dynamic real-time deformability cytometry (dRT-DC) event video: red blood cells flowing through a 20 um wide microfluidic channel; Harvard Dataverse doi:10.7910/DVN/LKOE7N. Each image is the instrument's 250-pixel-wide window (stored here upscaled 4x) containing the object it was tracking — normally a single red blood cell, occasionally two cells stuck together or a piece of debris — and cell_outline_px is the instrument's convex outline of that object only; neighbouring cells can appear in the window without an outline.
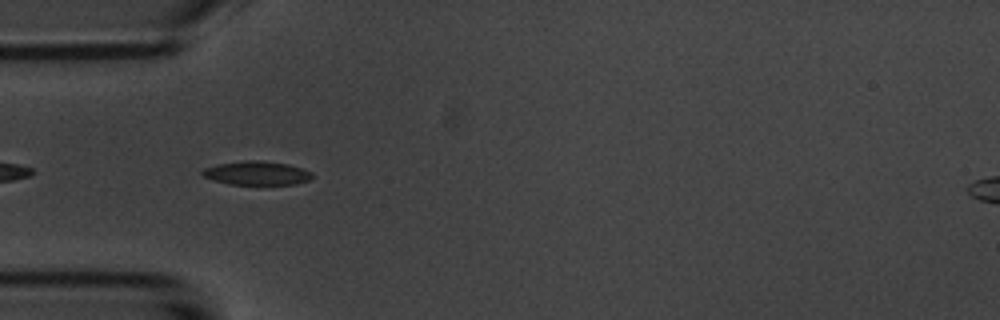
{"species": "common noctule bat (a hibernating species)", "species_latin": "Nyctalus noctula", "temperature_condition": "room temperature", "stored_images_in_passage": 5, "camera_frame_rate_fps": 3000, "um_per_image_px": 0.085, "animal": {"sex": "male", "body_mass_g": 20.1, "forearm_length_mm": 53.5}, "frame": {"image": 1, "passage_image": 3, "time_ms": 0.667, "image_size_px": [1000, 320], "cell_outline_px": [[312, 176], [308, 180], [296, 184], [228, 184], [204, 176], [200, 172], [204, 168], [216, 164], [244, 160], [264, 160], [288, 164], [312, 172]], "centroid_in_image_um": [21.81, 14.7], "position_along_channel_um": 63.2, "area_um2": 15.14}}